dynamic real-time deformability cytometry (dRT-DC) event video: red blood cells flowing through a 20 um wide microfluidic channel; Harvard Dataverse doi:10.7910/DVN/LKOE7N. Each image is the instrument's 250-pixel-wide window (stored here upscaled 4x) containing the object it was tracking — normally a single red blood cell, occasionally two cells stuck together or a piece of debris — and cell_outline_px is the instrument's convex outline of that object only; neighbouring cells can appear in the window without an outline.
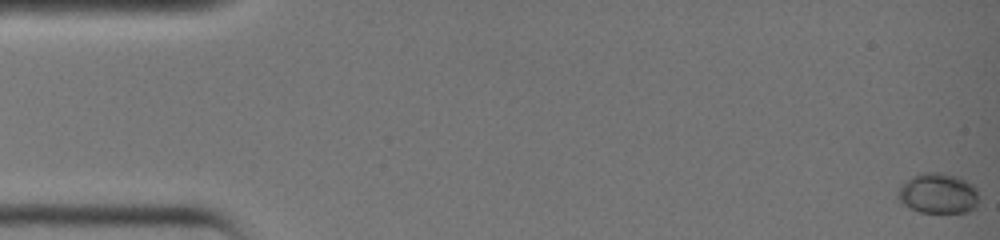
{"species": "common noctule bat (a hibernating species)", "species_latin": "Nyctalus noctula", "temperature_condition": "warm", "stored_images_in_passage": 37, "camera_frame_rate_fps": 3000, "um_per_image_px": 0.085, "animal": {"sex": "female", "body_mass_g": 19.0, "forearm_length_mm": 51.5}, "frame": {"image": 1, "passage_image": 1, "time_ms": 0.0, "image_size_px": [1000, 240], "cell_outline_px": [[976, 204], [968, 212], [920, 212], [904, 204], [896, 196], [896, 192], [912, 176], [920, 172], [940, 172], [960, 176], [972, 184], [976, 188]], "centroid_in_image_um": [79.72, 16.41], "position_along_channel_um": 5.3, "area_um2": 18.84}}
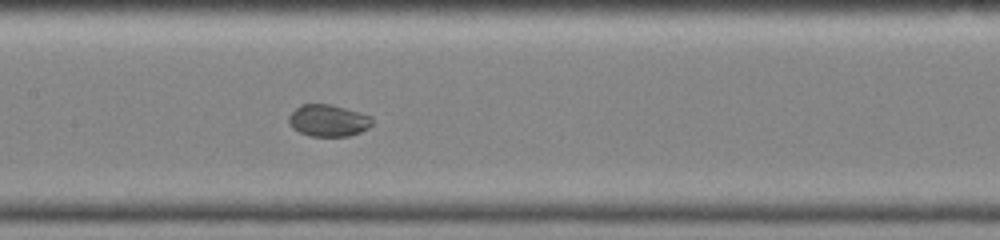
{"frame": {"image": 2, "passage_image": 20, "time_ms": 6.333, "image_size_px": [1000, 240], "cell_outline_px": [[372, 124], [368, 128], [360, 132], [348, 136], [312, 136], [300, 132], [292, 128], [288, 124], [288, 116], [300, 104], [332, 104], [372, 116]], "centroid_in_image_um": [27.89, 10.24], "position_along_channel_um": 179.5, "area_um2": 15.55}}
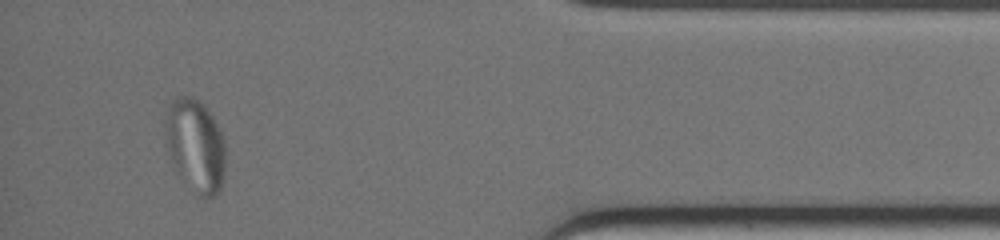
{"frame": {"image": 3, "passage_image": 36, "time_ms": 11.667, "image_size_px": [1000, 240], "cell_outline_px": [[224, 176], [220, 188], [216, 196], [200, 196], [176, 172], [168, 152], [164, 132], [164, 120], [168, 104], [176, 96], [192, 96], [200, 100], [212, 116], [224, 136]], "centroid_in_image_um": [16.58, 12.31], "position_along_channel_um": 418.6, "area_um2": 32.77}}